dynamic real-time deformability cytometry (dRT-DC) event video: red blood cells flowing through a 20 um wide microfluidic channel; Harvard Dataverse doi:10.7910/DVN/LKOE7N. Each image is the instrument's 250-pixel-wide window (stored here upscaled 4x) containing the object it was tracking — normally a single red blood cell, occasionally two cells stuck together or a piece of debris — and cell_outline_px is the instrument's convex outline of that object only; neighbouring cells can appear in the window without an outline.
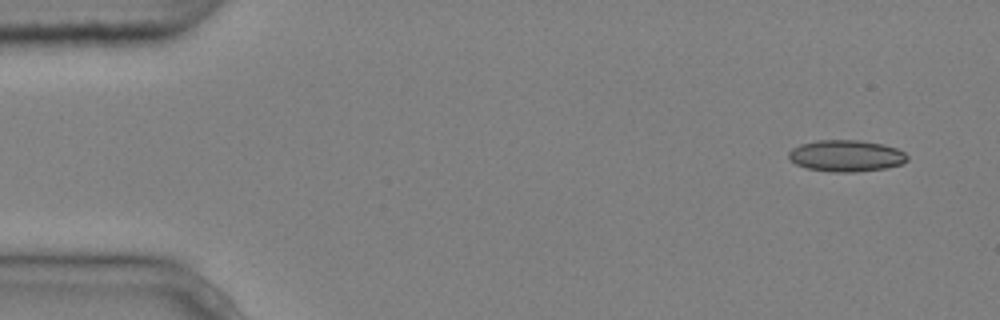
{"species": "common noctule bat (a hibernating species)", "species_latin": "Nyctalus noctula", "temperature_condition": "cold", "stored_images_in_passage": 8, "camera_frame_rate_fps": 3000, "um_per_image_px": 0.085, "animal": {"sex": "male", "body_mass_g": 20.4}, "frame": {"image": 1, "passage_image": 1, "time_ms": 0.0, "image_size_px": [1000, 320], "cell_outline_px": [[908, 160], [900, 164], [888, 168], [856, 172], [832, 172], [808, 168], [796, 164], [788, 156], [788, 152], [792, 148], [800, 144], [816, 140], [860, 140], [884, 144], [896, 148], [904, 152], [908, 156]], "centroid_in_image_um": [71.94, 13.24], "position_along_channel_um": 13.1, "area_um2": 21.91}}
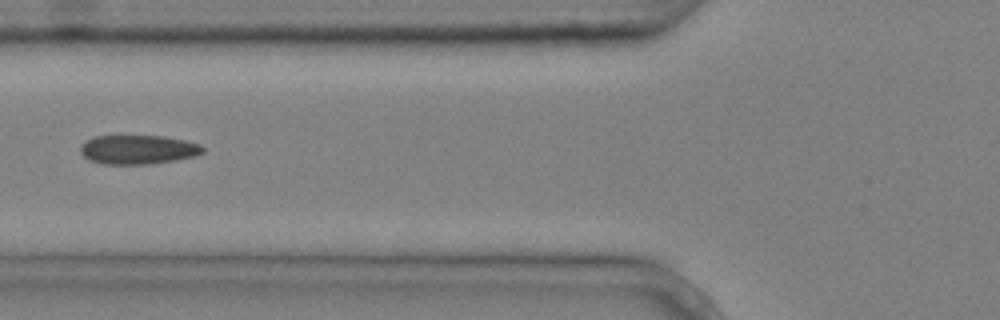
{"frame": {"image": 2, "passage_image": 5, "time_ms": 1.333, "image_size_px": [1000, 320], "cell_outline_px": [[204, 152], [196, 156], [176, 160], [152, 164], [100, 164], [88, 160], [80, 152], [80, 148], [88, 140], [96, 136], [164, 136], [184, 140], [200, 144], [204, 148]], "centroid_in_image_um": [11.76, 12.73], "position_along_channel_um": 114.0, "area_um2": 20.81}}
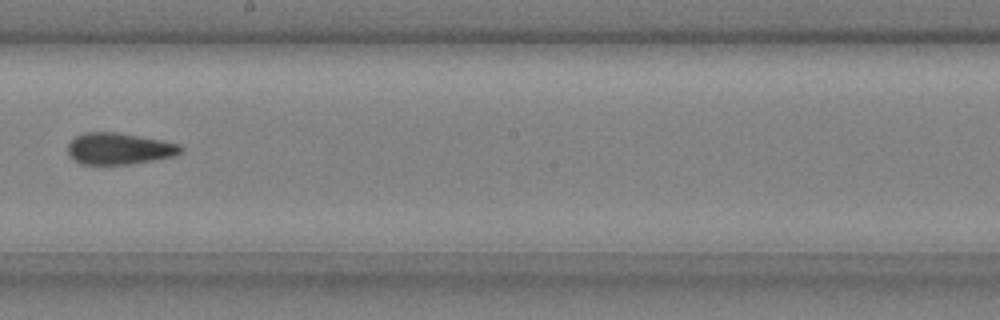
{"frame": {"image": 3, "passage_image": 8, "time_ms": 2.333, "image_size_px": [1000, 320], "cell_outline_px": [[184, 152], [176, 156], [128, 164], [80, 164], [72, 160], [68, 152], [68, 144], [76, 136], [84, 132], [116, 132], [160, 140], [180, 144], [184, 148]], "centroid_in_image_um": [10.14, 12.64], "position_along_channel_um": 238.1, "area_um2": 20.81}}